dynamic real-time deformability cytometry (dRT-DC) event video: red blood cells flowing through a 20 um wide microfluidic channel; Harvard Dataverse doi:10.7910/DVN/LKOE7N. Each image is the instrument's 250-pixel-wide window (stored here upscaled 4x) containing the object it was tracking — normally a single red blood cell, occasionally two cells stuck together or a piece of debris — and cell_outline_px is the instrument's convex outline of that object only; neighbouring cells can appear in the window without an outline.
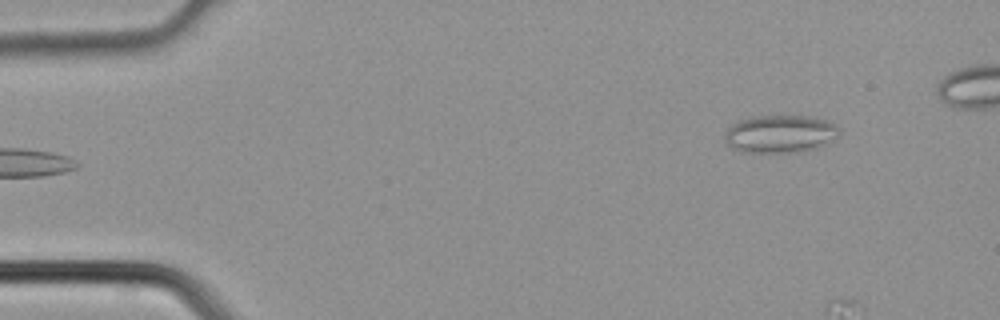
{"species": "common noctule bat (a hibernating species)", "species_latin": "Nyctalus noctula", "temperature_condition": "cold", "stored_images_in_passage": 4, "camera_frame_rate_fps": 3000, "um_per_image_px": 0.085, "animal": {"sex": "male", "body_mass_g": 21.5, "forearm_length_mm": 52.0}, "frame": {"image": 1, "passage_image": 4, "time_ms": 1.0, "image_size_px": [1000, 320], "cell_outline_px": [[840, 132], [836, 136], [824, 144], [816, 148], [804, 152], [740, 152], [732, 148], [724, 140], [724, 132], [732, 124], [740, 120], [752, 116], [816, 116], [828, 120], [836, 124], [840, 128]], "centroid_in_image_um": [66.31, 11.37], "position_along_channel_um": 18.7, "area_um2": 25.49}}